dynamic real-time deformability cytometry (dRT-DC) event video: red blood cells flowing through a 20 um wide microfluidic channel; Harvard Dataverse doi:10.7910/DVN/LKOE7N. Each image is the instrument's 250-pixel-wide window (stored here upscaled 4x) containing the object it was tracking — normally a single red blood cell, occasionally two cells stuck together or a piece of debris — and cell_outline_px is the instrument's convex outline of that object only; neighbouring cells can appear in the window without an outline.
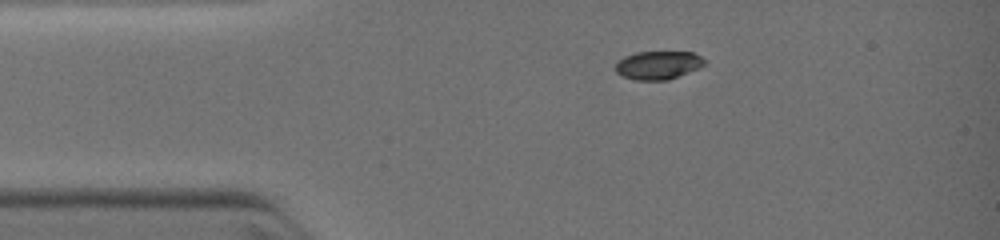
{"species": "common noctule bat (a hibernating species)", "species_latin": "Nyctalus noctula", "temperature_condition": "warm", "stored_images_in_passage": 19, "camera_frame_rate_fps": 3000, "um_per_image_px": 0.085, "animal": {"sex": "female", "body_mass_g": 19.0, "forearm_length_mm": 51.5}, "frame": {"image": 1, "passage_image": 1, "time_ms": 0.0, "image_size_px": [1000, 240], "cell_outline_px": [[704, 64], [696, 68], [668, 80], [636, 80], [624, 76], [616, 72], [616, 64], [624, 56], [636, 52], [692, 52], [700, 56], [704, 60]], "centroid_in_image_um": [55.91, 5.53], "position_along_channel_um": 29.1, "area_um2": 14.33}}
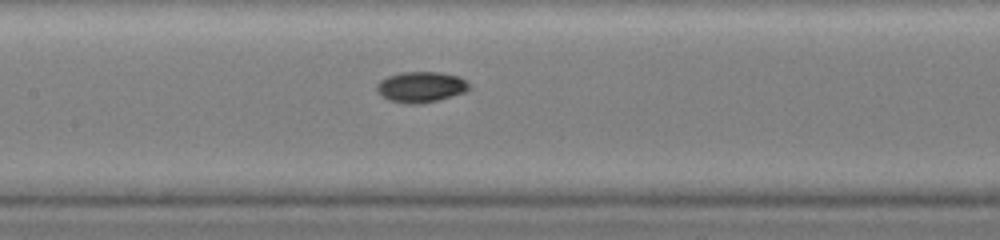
{"frame": {"image": 2, "passage_image": 12, "time_ms": 3.667, "image_size_px": [1000, 240], "cell_outline_px": [[468, 88], [464, 92], [452, 96], [436, 100], [416, 104], [408, 104], [392, 100], [384, 96], [376, 88], [376, 84], [380, 80], [388, 76], [400, 72], [440, 72], [460, 76], [468, 84]], "centroid_in_image_um": [35.78, 7.37], "position_along_channel_um": 171.6, "area_um2": 16.18}}
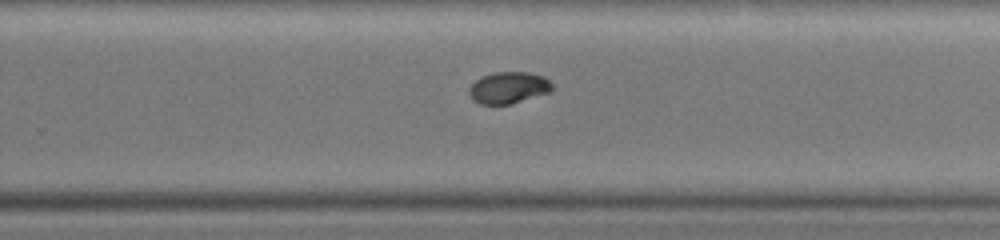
{"frame": {"image": 3, "passage_image": 19, "time_ms": 6.0, "image_size_px": [1000, 240], "cell_outline_px": [[552, 92], [512, 104], [480, 104], [468, 92], [468, 88], [476, 80], [484, 76], [496, 72], [528, 72], [544, 76], [552, 84]], "centroid_in_image_um": [43.28, 7.46], "position_along_channel_um": 286.5, "area_um2": 15.26}}